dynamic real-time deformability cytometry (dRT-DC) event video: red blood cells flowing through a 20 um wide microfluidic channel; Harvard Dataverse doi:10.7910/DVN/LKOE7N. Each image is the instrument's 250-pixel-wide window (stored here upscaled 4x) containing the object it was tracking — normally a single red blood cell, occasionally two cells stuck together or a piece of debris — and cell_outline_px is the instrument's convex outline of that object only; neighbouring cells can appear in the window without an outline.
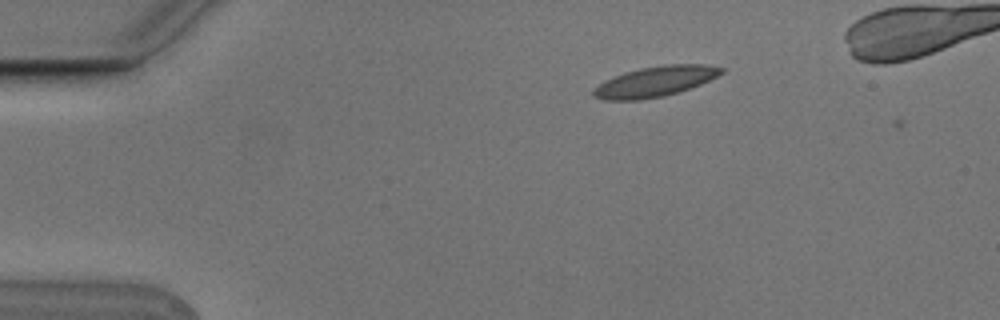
{"species": "Egyptian fruit bat (a non-hibernating species)", "species_latin": "Rousettus aegyptiacus", "temperature_condition": "cold", "stored_images_in_passage": 2, "camera_frame_rate_fps": 3000, "um_per_image_px": 0.085, "animal": {"sex": "male"}, "frame": {"image": 1, "passage_image": 1, "time_ms": 0.0, "image_size_px": [1000, 320], "cell_outline_px": [[724, 72], [700, 84], [664, 96], [640, 100], [604, 100], [592, 96], [592, 88], [604, 80], [612, 76], [624, 72], [640, 68], [664, 64], [708, 64], [724, 68]], "centroid_in_image_um": [55.62, 6.92], "position_along_channel_um": 29.4, "area_um2": 22.72}}